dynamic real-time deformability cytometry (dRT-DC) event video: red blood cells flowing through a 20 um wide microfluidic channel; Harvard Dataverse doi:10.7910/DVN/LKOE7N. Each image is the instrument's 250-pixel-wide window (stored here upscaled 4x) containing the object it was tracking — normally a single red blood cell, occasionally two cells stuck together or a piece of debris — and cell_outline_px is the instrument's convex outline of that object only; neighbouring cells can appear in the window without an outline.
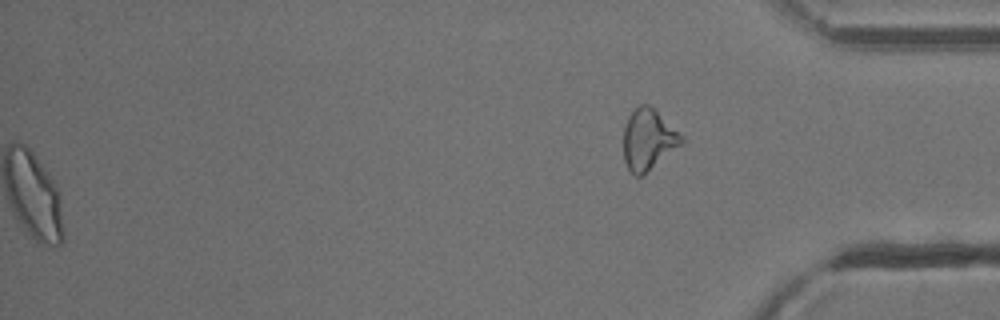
{"species": "common noctule bat (a hibernating species)", "species_latin": "Nyctalus noctula", "temperature_condition": "cold", "stored_images_in_passage": 54, "segment_of_instrument_passage": [2, 2], "camera_frame_rate_fps": 3000, "um_per_image_px": 0.085, "animal": {"sex": "male", "body_mass_g": 13.3}, "frame": {"image": 1, "passage_image": 54, "time_ms": 17.667, "image_size_px": [1000, 320], "cell_outline_px": [[684, 144], [640, 176], [636, 176], [628, 168], [624, 160], [624, 124], [628, 116], [640, 104], [648, 104], [684, 136]], "centroid_in_image_um": [55.12, 11.85], "position_along_channel_um": 380.1, "area_um2": 20.4}}